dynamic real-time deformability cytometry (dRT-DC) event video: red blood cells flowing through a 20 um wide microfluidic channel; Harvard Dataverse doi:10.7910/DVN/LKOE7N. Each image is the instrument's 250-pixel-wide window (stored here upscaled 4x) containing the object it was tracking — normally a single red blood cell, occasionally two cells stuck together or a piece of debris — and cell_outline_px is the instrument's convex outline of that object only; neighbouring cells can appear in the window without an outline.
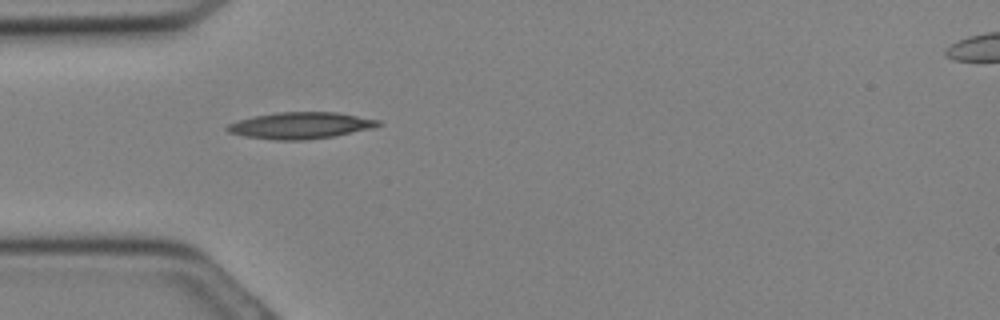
{"species": "Egyptian fruit bat (a non-hibernating species)", "species_latin": "Rousettus aegyptiacus", "temperature_condition": "cold", "stored_images_in_passage": 2, "camera_frame_rate_fps": 3000, "um_per_image_px": 0.085, "animal": {"sex": "female"}, "frame": {"image": 1, "passage_image": 2, "time_ms": 0.333, "image_size_px": [1000, 320], "cell_outline_px": [[384, 124], [372, 128], [336, 136], [308, 140], [272, 140], [244, 136], [228, 132], [224, 128], [228, 124], [252, 116], [276, 112], [336, 112], [380, 120]], "centroid_in_image_um": [25.55, 10.67], "position_along_channel_um": 59.5, "area_um2": 23.58}}